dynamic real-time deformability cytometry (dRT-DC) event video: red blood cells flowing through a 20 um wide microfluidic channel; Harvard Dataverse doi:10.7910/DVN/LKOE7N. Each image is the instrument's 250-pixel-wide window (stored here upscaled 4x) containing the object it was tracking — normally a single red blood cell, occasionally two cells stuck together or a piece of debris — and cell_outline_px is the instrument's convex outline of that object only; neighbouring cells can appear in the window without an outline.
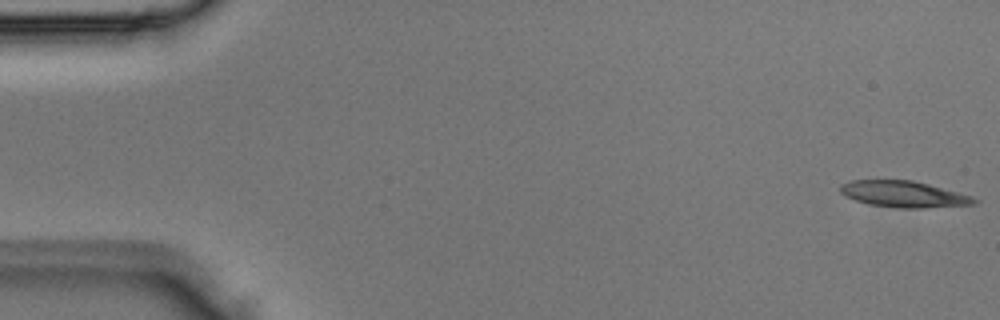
{"species": "Egyptian fruit bat (a non-hibernating species)", "species_latin": "Rousettus aegyptiacus", "temperature_condition": "room temperature", "stored_images_in_passage": 4, "camera_frame_rate_fps": 3000, "um_per_image_px": 0.085, "animal": {"sex": "male"}, "frame": {"image": 1, "passage_image": 1, "time_ms": 0.0, "image_size_px": [1000, 320], "cell_outline_px": [[980, 200], [976, 204], [924, 208], [896, 208], [868, 204], [856, 200], [840, 192], [840, 184], [852, 180], [912, 180], [928, 184], [972, 196]], "centroid_in_image_um": [76.83, 16.51], "position_along_channel_um": 8.2, "area_um2": 20.46}}